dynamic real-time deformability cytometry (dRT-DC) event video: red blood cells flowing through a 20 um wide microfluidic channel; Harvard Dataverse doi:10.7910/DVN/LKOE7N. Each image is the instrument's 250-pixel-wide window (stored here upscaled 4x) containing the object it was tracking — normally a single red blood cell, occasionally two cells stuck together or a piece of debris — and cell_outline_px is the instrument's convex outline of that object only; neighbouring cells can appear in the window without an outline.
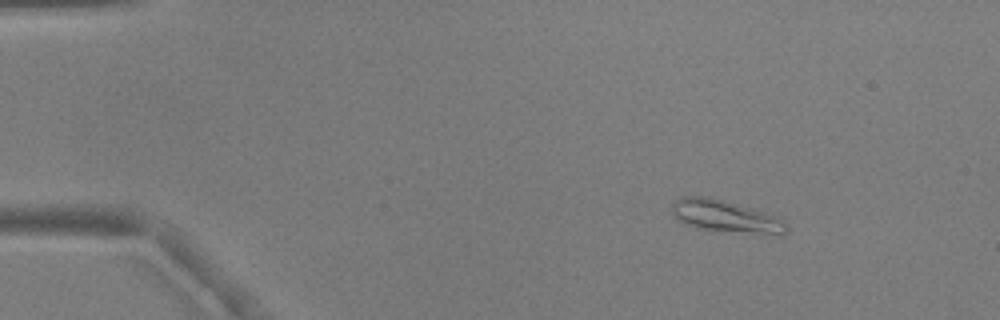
{"species": "common noctule bat (a hibernating species)", "species_latin": "Nyctalus noctula", "temperature_condition": "warm", "stored_images_in_passage": 3, "camera_frame_rate_fps": 3000, "um_per_image_px": 0.085, "animal": {"sex": "male", "body_mass_g": 17.9, "forearm_length_mm": 54.2}, "frame": {"image": 1, "passage_image": 1, "time_ms": 0.0, "image_size_px": [1000, 320], "cell_outline_px": [[788, 232], [784, 236], [776, 236], [696, 228], [684, 224], [676, 220], [672, 212], [672, 204], [676, 200], [684, 196], [712, 196], [780, 216], [788, 224]], "centroid_in_image_um": [61.78, 18.4], "position_along_channel_um": 23.2, "area_um2": 22.31}}